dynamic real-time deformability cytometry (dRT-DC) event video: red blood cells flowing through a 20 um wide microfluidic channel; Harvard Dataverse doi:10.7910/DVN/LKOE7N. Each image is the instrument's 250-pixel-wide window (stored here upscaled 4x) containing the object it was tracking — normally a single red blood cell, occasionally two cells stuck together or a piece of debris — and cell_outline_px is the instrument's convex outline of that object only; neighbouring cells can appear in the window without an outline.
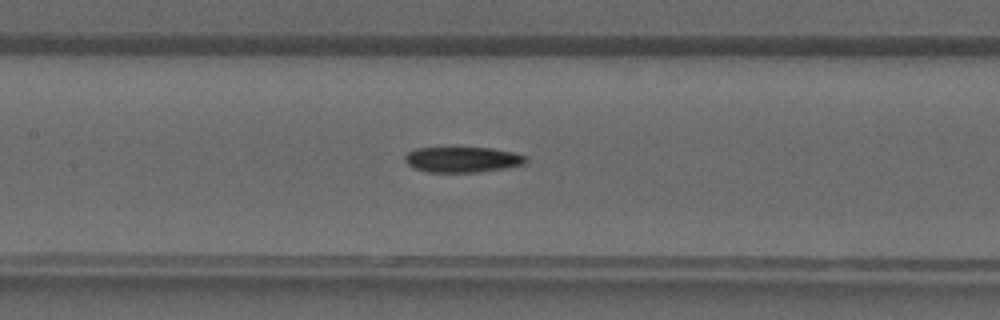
{"species": "common noctule bat (a hibernating species)", "species_latin": "Nyctalus noctula", "temperature_condition": "warm", "stored_images_in_passage": 37, "camera_frame_rate_fps": 3000, "um_per_image_px": 0.085, "animal": {"sex": "male", "forearm_length_mm": 52.5}, "frame": {"image": 1, "passage_image": 16, "time_ms": 5.0, "image_size_px": [1000, 320], "cell_outline_px": [[528, 164], [480, 172], [428, 172], [416, 168], [408, 164], [404, 160], [404, 156], [408, 152], [416, 148], [492, 148], [512, 152], [528, 156]], "centroid_in_image_um": [39.36, 13.56], "position_along_channel_um": 168.0, "area_um2": 18.03}}
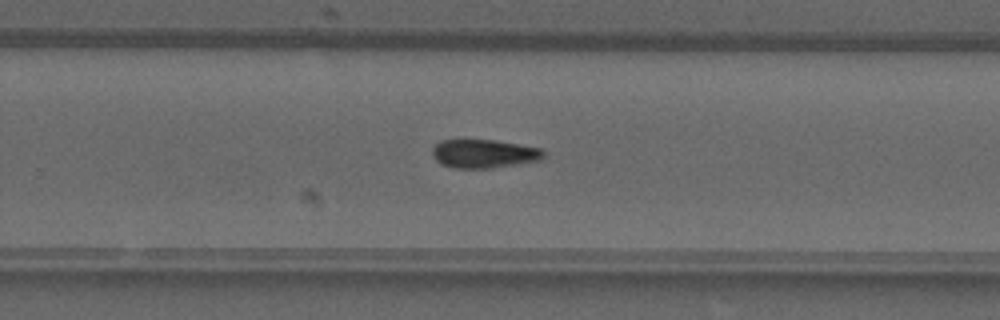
{"frame": {"image": 2, "passage_image": 23, "time_ms": 7.333, "image_size_px": [1000, 320], "cell_outline_px": [[544, 156], [540, 160], [488, 168], [452, 168], [436, 160], [432, 156], [432, 148], [440, 140], [496, 140], [540, 148], [544, 152]], "centroid_in_image_um": [41.1, 13.05], "position_along_channel_um": 288.7, "area_um2": 18.32}}
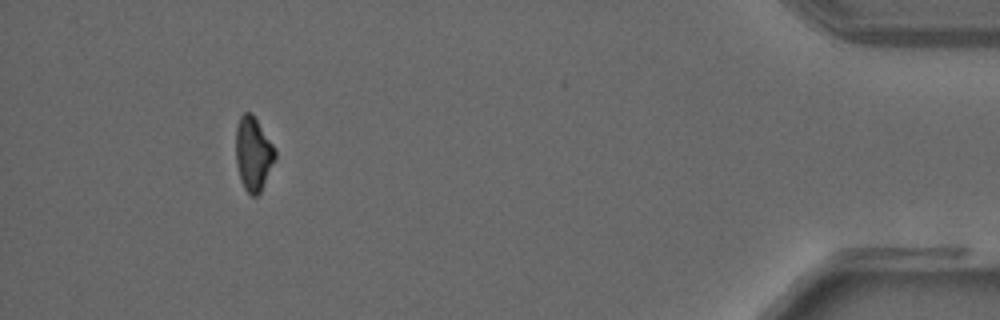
{"frame": {"image": 3, "passage_image": 34, "time_ms": 11.0, "image_size_px": [1000, 320], "cell_outline_px": [[276, 160], [260, 192], [256, 196], [252, 196], [244, 188], [240, 180], [236, 164], [236, 128], [240, 116], [244, 112], [252, 112], [276, 148]], "centroid_in_image_um": [21.54, 13.06], "position_along_channel_um": 413.7, "area_um2": 17.17}}